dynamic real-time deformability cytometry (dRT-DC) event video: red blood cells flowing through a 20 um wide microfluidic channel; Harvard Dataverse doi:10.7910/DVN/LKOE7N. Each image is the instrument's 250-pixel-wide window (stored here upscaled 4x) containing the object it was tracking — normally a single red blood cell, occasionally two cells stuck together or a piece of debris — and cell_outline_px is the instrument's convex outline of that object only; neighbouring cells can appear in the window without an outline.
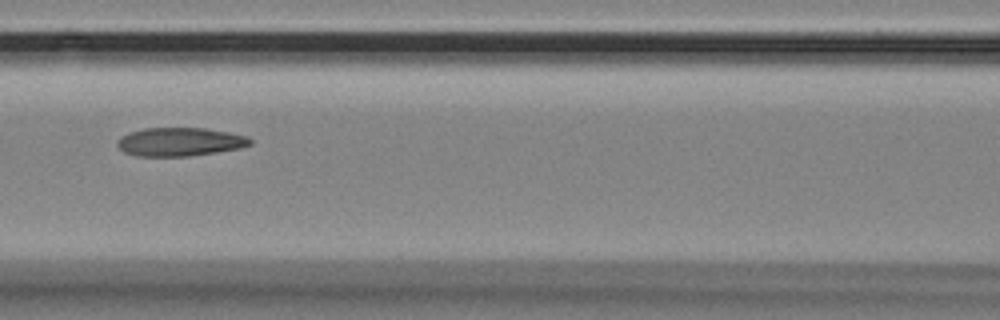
{"species": "Egyptian fruit bat (a non-hibernating species)", "species_latin": "Rousettus aegyptiacus", "temperature_condition": "room temperature", "stored_images_in_passage": 5, "camera_frame_rate_fps": 3000, "um_per_image_px": 0.085, "animal": {"sex": "female"}, "frame": {"image": 1, "passage_image": 3, "time_ms": 0.667, "image_size_px": [1000, 320], "cell_outline_px": [[252, 144], [240, 148], [216, 152], [188, 156], [136, 156], [124, 152], [116, 144], [116, 140], [120, 136], [144, 128], [204, 128], [228, 132], [248, 136], [252, 140]], "centroid_in_image_um": [15.28, 12.05], "position_along_channel_um": 151.3, "area_um2": 22.08}}
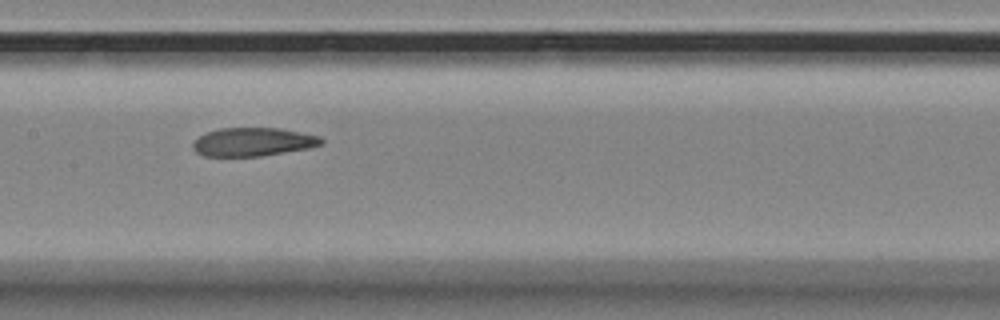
{"frame": {"image": 2, "passage_image": 4, "time_ms": 1.0, "image_size_px": [1000, 320], "cell_outline_px": [[324, 144], [308, 148], [260, 156], [204, 156], [196, 152], [192, 148], [192, 144], [204, 132], [220, 128], [280, 128], [320, 136], [324, 140]], "centroid_in_image_um": [21.5, 12.06], "position_along_channel_um": 185.9, "area_um2": 21.33}}
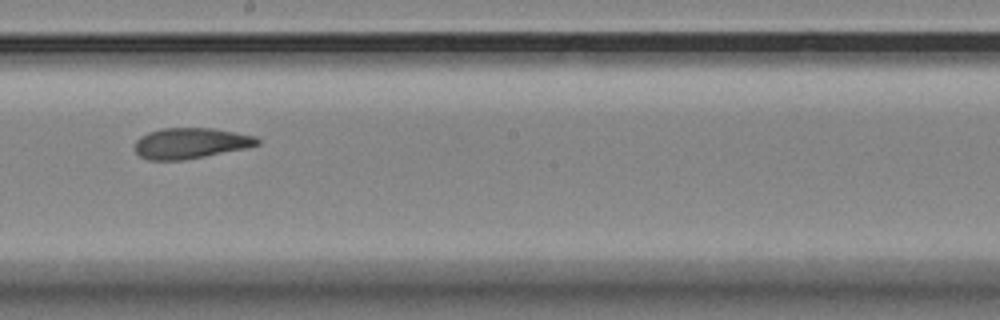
{"frame": {"image": 3, "passage_image": 5, "time_ms": 1.333, "image_size_px": [1000, 320], "cell_outline_px": [[260, 144], [248, 148], [184, 160], [148, 160], [140, 156], [136, 152], [136, 140], [140, 136], [148, 132], [160, 128], [212, 128], [236, 132], [256, 136], [260, 140]], "centroid_in_image_um": [16.23, 12.17], "position_along_channel_um": 232.0, "area_um2": 22.08}}